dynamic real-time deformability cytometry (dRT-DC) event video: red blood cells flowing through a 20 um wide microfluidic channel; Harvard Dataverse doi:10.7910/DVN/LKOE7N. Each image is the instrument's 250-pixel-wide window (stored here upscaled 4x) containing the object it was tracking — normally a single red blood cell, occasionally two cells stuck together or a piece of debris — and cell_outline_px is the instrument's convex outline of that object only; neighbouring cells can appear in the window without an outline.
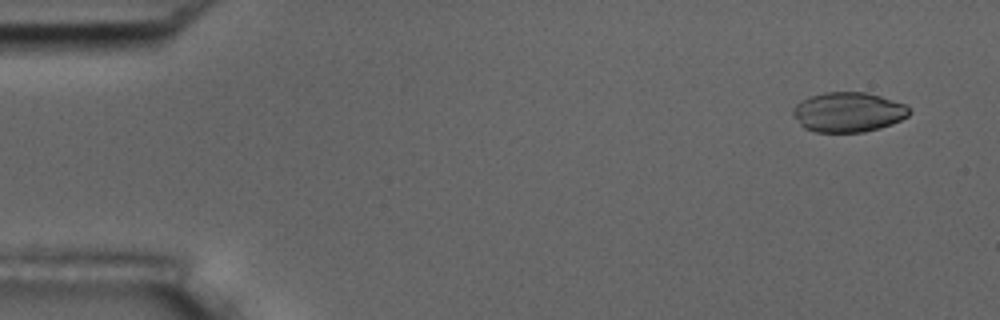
{"species": "common noctule bat (a hibernating species)", "species_latin": "Nyctalus noctula", "temperature_condition": "room temperature", "stored_images_in_passage": 8, "camera_frame_rate_fps": 3000, "um_per_image_px": 0.085, "animal": {"sex": "male", "body_mass_g": 17.5, "forearm_length_mm": 52.3}, "frame": {"image": 1, "passage_image": 1, "time_ms": 0.0, "image_size_px": [1000, 320], "cell_outline_px": [[912, 112], [908, 116], [892, 124], [880, 128], [864, 132], [816, 132], [804, 128], [792, 116], [792, 108], [800, 100], [824, 92], [868, 92], [904, 104], [912, 108]], "centroid_in_image_um": [72.1, 9.53], "position_along_channel_um": 12.9, "area_um2": 27.22}}
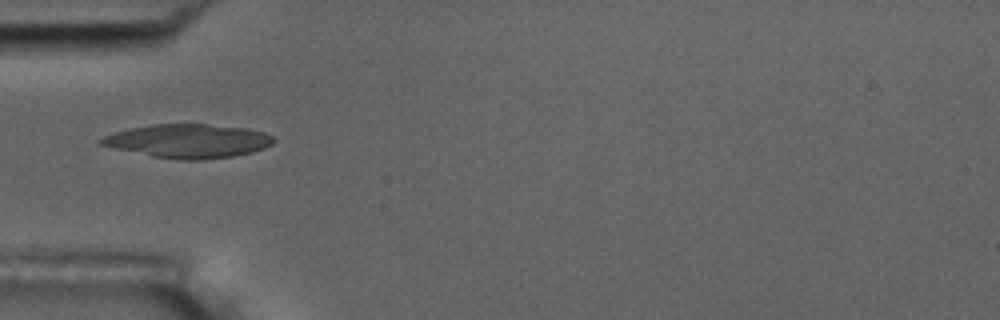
{"frame": {"image": 2, "passage_image": 5, "time_ms": 4.667, "image_size_px": [1000, 320], "cell_outline_px": [[276, 140], [272, 144], [264, 148], [252, 152], [232, 156], [204, 160], [176, 160], [152, 156], [96, 144], [96, 140], [112, 132], [128, 128], [152, 124], [208, 124], [244, 128], [264, 132], [276, 136]], "centroid_in_image_um": [15.97, 11.98], "position_along_channel_um": 69.0, "area_um2": 34.28}}
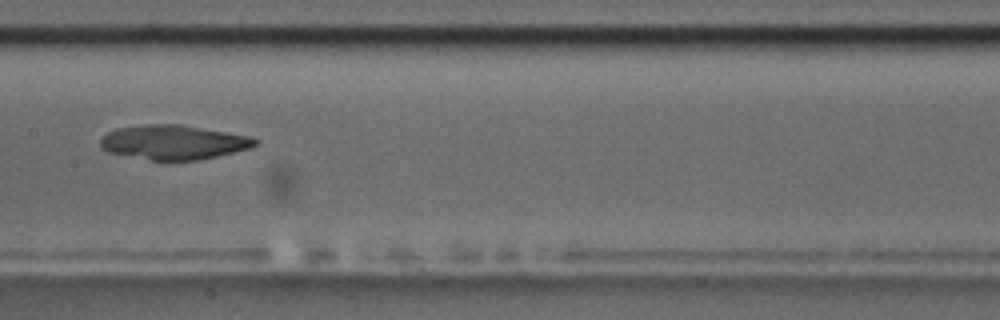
{"frame": {"image": 3, "passage_image": 8, "time_ms": 8.0, "image_size_px": [1000, 320], "cell_outline_px": [[260, 140], [252, 148], [200, 160], [152, 160], [108, 152], [100, 148], [100, 140], [108, 132], [116, 128], [144, 124], [180, 124], [248, 136]], "centroid_in_image_um": [14.75, 12.09], "position_along_channel_um": 192.7, "area_um2": 30.98}}